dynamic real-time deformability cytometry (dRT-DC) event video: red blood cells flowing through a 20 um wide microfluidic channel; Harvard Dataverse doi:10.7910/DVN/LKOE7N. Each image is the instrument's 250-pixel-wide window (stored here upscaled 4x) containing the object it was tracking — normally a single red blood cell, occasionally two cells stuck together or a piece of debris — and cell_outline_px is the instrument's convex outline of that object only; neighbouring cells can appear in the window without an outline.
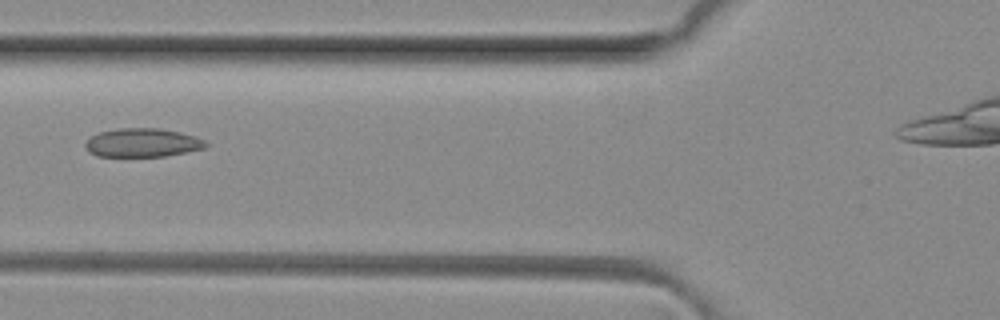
{"species": "common noctule bat (a hibernating species)", "species_latin": "Nyctalus noctula", "temperature_condition": "room temperature", "stored_images_in_passage": 7, "camera_frame_rate_fps": 3000, "um_per_image_px": 0.085, "animal": {"sex": "female", "body_mass_g": 29.2, "forearm_length_mm": 56.3}, "frame": {"image": 1, "passage_image": 5, "time_ms": 1.333, "image_size_px": [1000, 320], "cell_outline_px": [[208, 144], [204, 148], [164, 156], [96, 156], [88, 152], [84, 144], [92, 136], [100, 132], [120, 128], [160, 128], [180, 132], [196, 136], [204, 140]], "centroid_in_image_um": [12.1, 12.12], "position_along_channel_um": 113.7, "area_um2": 20.0}}
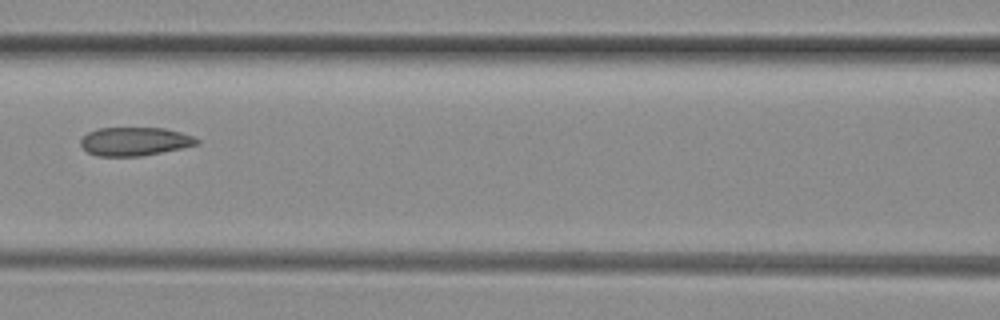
{"frame": {"image": 2, "passage_image": 6, "time_ms": 1.667, "image_size_px": [1000, 320], "cell_outline_px": [[200, 144], [140, 156], [96, 156], [88, 152], [80, 144], [80, 140], [88, 132], [100, 128], [164, 128], [180, 132], [192, 136], [200, 140]], "centroid_in_image_um": [11.44, 12.02], "position_along_channel_um": 155.2, "area_um2": 19.13}}
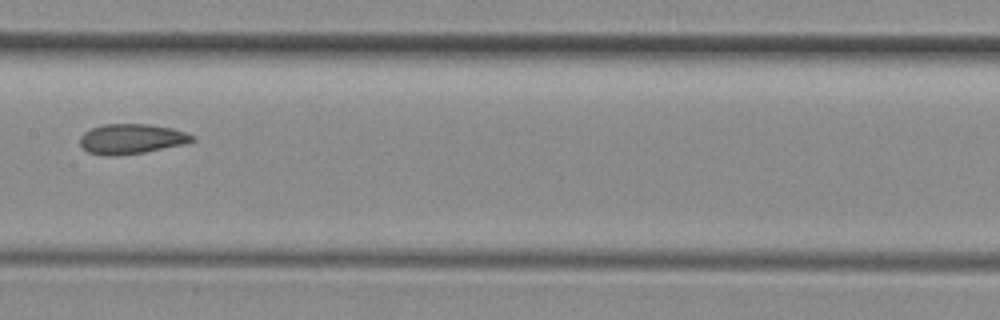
{"frame": {"image": 3, "passage_image": 7, "time_ms": 2.0, "image_size_px": [1000, 320], "cell_outline_px": [[196, 140], [184, 144], [144, 152], [116, 156], [100, 156], [88, 152], [80, 144], [80, 136], [84, 132], [92, 128], [104, 124], [148, 124], [172, 128], [196, 136]], "centroid_in_image_um": [11.16, 11.81], "position_along_channel_um": 196.2, "area_um2": 19.71}}